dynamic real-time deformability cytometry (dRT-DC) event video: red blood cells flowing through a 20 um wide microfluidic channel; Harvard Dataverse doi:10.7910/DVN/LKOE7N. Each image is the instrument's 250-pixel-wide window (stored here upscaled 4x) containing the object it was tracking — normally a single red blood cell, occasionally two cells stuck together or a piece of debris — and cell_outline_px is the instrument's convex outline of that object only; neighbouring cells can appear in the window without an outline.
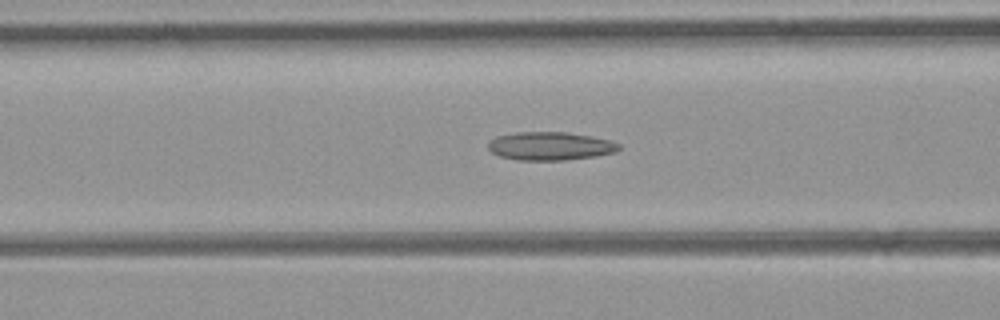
{"species": "common noctule bat (a hibernating species)", "species_latin": "Nyctalus noctula", "temperature_condition": "room temperature", "stored_images_in_passage": 54, "camera_frame_rate_fps": 3000, "um_per_image_px": 0.085, "animal": {"sex": "female", "body_mass_g": 21.9}, "frame": {"image": 1, "passage_image": 21, "time_ms": 6.667, "image_size_px": [1000, 320], "cell_outline_px": [[620, 148], [616, 152], [596, 156], [564, 160], [516, 160], [500, 156], [492, 152], [488, 148], [488, 140], [496, 136], [516, 132], [568, 132], [592, 136], [608, 140], [620, 144]], "centroid_in_image_um": [46.75, 12.41], "position_along_channel_um": 119.9, "area_um2": 21.68}}
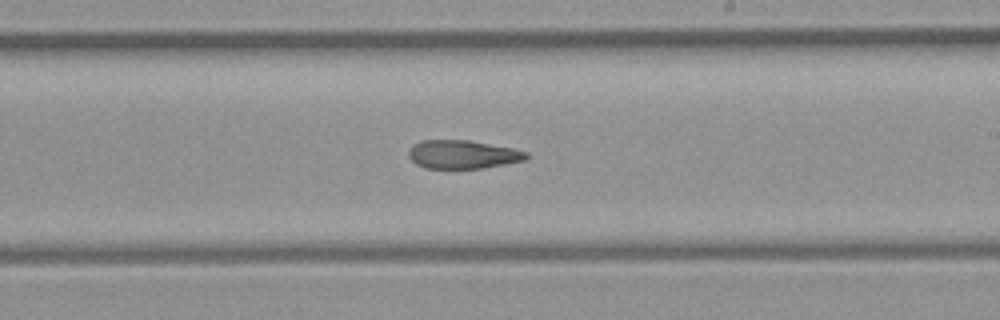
{"frame": {"image": 2, "passage_image": 31, "time_ms": 10.0, "image_size_px": [1000, 320], "cell_outline_px": [[528, 156], [524, 160], [504, 164], [480, 168], [424, 168], [416, 164], [408, 156], [408, 152], [412, 144], [420, 140], [468, 140], [512, 148], [528, 152]], "centroid_in_image_um": [39.28, 13.12], "position_along_channel_um": 249.7, "area_um2": 19.42}}
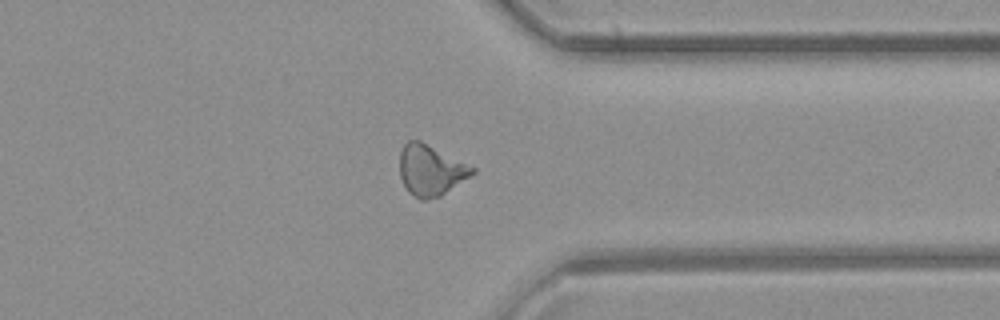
{"frame": {"image": 3, "passage_image": 41, "time_ms": 13.333, "image_size_px": [1000, 320], "cell_outline_px": [[476, 172], [440, 196], [424, 200], [420, 200], [408, 192], [400, 176], [400, 148], [408, 140], [420, 140], [476, 168]], "centroid_in_image_um": [36.59, 14.46], "position_along_channel_um": 374.8, "area_um2": 21.39}, "authors_computed_cell_mechanics": {"area_um2": 21.2415, "velocity_mm_per_s": 3.8914, "shape_relaxation_time_tau1_ms": null, "shape_relaxation_time_tau2_ms": 6.0165, "deformation_change_tau1": null, "deformation_change_tau2": 0.1616}}